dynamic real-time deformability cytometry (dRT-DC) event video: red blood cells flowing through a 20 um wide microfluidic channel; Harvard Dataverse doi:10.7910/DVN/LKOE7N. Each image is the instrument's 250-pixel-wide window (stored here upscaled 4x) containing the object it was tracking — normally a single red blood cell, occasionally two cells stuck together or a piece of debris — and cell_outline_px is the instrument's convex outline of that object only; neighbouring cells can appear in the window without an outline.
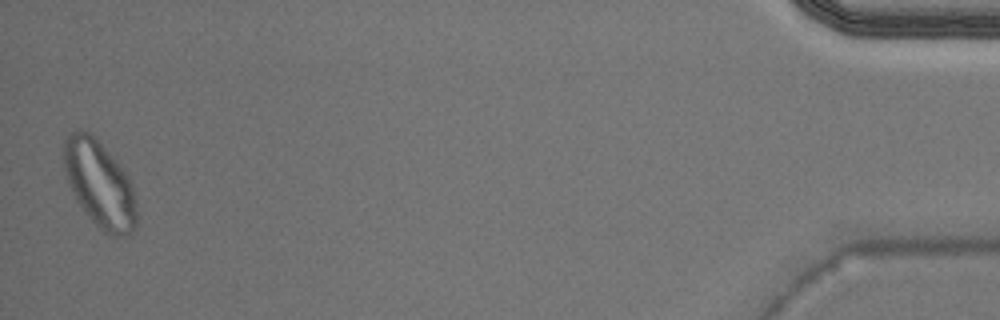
{"species": "Egyptian fruit bat (a non-hibernating species)", "species_latin": "Rousettus aegyptiacus", "temperature_condition": "warm", "stored_images_in_passage": 39, "segment_of_instrument_passage": [2, 2], "camera_frame_rate_fps": 3000, "um_per_image_px": 0.085, "animal": {"sex": "male"}, "frame": {"image": 1, "passage_image": 39, "time_ms": 12.667, "image_size_px": [1000, 320], "cell_outline_px": [[136, 224], [132, 232], [124, 236], [112, 236], [104, 232], [92, 220], [76, 200], [68, 180], [64, 164], [64, 140], [76, 128], [80, 128], [92, 132], [120, 164], [128, 176], [132, 184], [136, 196]], "centroid_in_image_um": [8.49, 15.61], "position_along_channel_um": 426.7, "area_um2": 36.88}}